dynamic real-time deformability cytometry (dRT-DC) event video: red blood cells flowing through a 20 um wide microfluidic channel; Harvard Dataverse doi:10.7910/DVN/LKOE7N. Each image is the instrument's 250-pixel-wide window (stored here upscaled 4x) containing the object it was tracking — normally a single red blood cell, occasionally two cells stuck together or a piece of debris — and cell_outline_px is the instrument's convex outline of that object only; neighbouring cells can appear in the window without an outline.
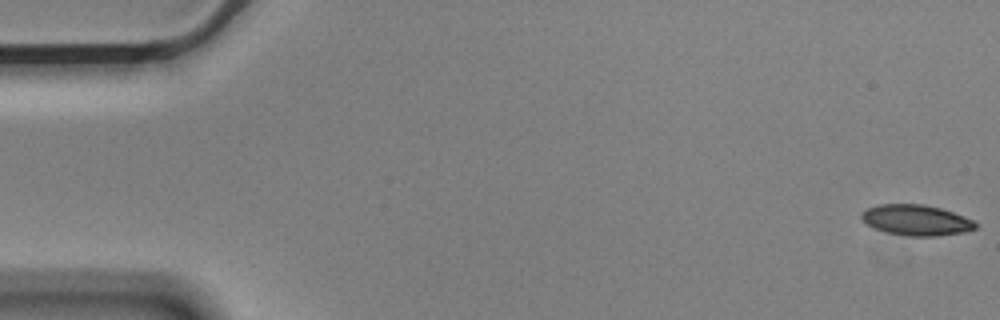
{"species": "Egyptian fruit bat (a non-hibernating species)", "species_latin": "Rousettus aegyptiacus", "temperature_condition": "cold", "stored_images_in_passage": 55, "camera_frame_rate_fps": 3000, "um_per_image_px": 0.085, "animal": {"sex": "male"}, "frame": {"image": 1, "passage_image": 1, "time_ms": 0.0, "image_size_px": [1000, 320], "cell_outline_px": [[980, 224], [976, 228], [964, 232], [936, 236], [908, 236], [884, 232], [872, 228], [860, 216], [860, 212], [868, 208], [880, 204], [924, 204], [940, 208], [964, 216]], "centroid_in_image_um": [77.87, 18.71], "position_along_channel_um": 7.1, "area_um2": 20.46}}
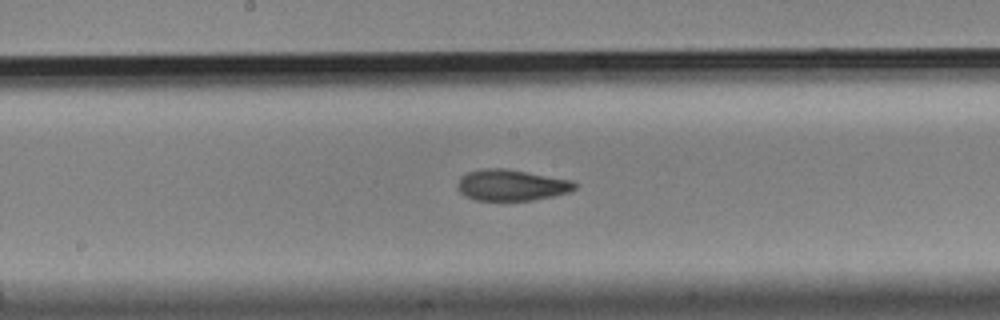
{"frame": {"image": 2, "passage_image": 29, "time_ms": 9.333, "image_size_px": [1000, 320], "cell_outline_px": [[576, 188], [568, 192], [552, 196], [532, 200], [476, 200], [464, 196], [460, 192], [456, 184], [460, 176], [468, 172], [488, 168], [504, 168], [572, 180], [576, 184]], "centroid_in_image_um": [43.44, 15.73], "position_along_channel_um": 204.8, "area_um2": 21.15}}
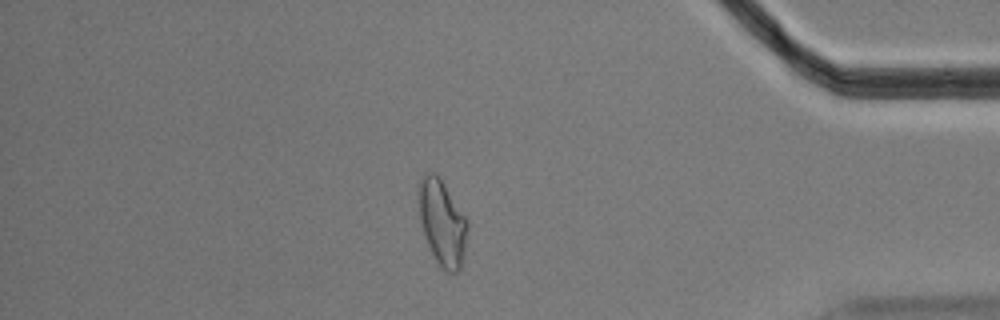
{"frame": {"image": 3, "passage_image": 48, "time_ms": 15.667, "image_size_px": [1000, 320], "cell_outline_px": [[468, 232], [464, 256], [460, 268], [456, 272], [448, 272], [436, 260], [424, 236], [420, 216], [416, 192], [416, 184], [424, 172], [436, 172], [440, 176], [468, 220]], "centroid_in_image_um": [37.57, 18.82], "position_along_channel_um": 397.6, "area_um2": 24.85}}